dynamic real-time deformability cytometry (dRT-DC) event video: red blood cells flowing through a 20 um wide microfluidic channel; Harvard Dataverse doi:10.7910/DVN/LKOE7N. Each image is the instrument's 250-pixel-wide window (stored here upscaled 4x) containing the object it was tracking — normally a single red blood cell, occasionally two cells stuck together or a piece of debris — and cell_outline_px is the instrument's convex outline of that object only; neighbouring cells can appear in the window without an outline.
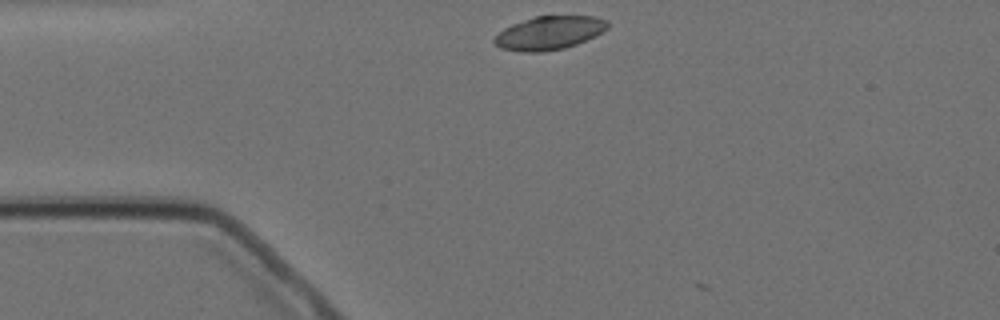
{"species": "Egyptian fruit bat (a non-hibernating species)", "species_latin": "Rousettus aegyptiacus", "temperature_condition": "cold", "stored_images_in_passage": 2, "camera_frame_rate_fps": 3000, "um_per_image_px": 0.085, "animal": {"sex": "female"}, "frame": {"image": 1, "passage_image": 1, "time_ms": 0.0, "image_size_px": [1000, 320], "cell_outline_px": [[608, 28], [596, 36], [576, 44], [564, 48], [540, 52], [520, 52], [500, 48], [492, 40], [504, 28], [512, 24], [536, 16], [596, 16], [608, 20]], "centroid_in_image_um": [46.7, 2.8], "position_along_channel_um": 38.3, "area_um2": 22.08}}